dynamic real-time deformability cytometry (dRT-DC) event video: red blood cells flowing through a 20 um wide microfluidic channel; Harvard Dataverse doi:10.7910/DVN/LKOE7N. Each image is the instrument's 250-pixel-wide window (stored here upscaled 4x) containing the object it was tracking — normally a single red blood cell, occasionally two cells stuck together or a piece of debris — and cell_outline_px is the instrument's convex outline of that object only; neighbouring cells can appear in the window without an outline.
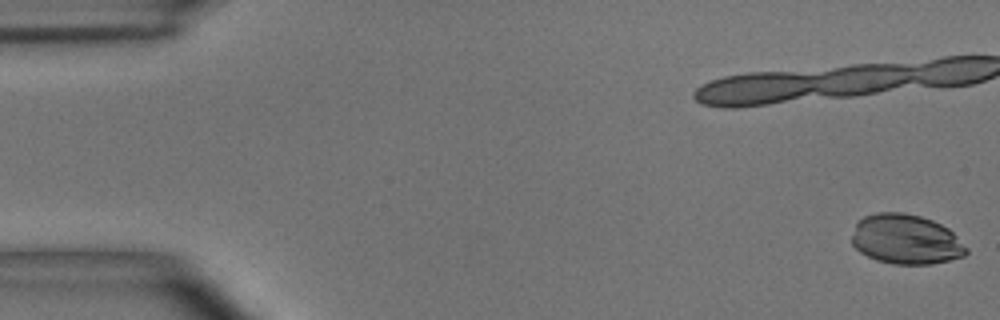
{"species": "common noctule bat (a hibernating species)", "species_latin": "Nyctalus noctula", "temperature_condition": "room temperature", "stored_images_in_passage": 55, "camera_frame_rate_fps": 3000, "um_per_image_px": 0.085, "animal": {"sex": "male", "body_mass_g": 15.6}, "frame": {"image": 1, "passage_image": 1, "time_ms": 0.0, "image_size_px": [1000, 320], "cell_outline_px": [[968, 252], [964, 256], [932, 264], [892, 264], [876, 260], [860, 252], [852, 244], [852, 236], [856, 224], [864, 216], [876, 212], [900, 212], [920, 216], [932, 220], [948, 228], [968, 248]], "centroid_in_image_um": [77.0, 20.35], "position_along_channel_um": 8.0, "area_um2": 33.18}}
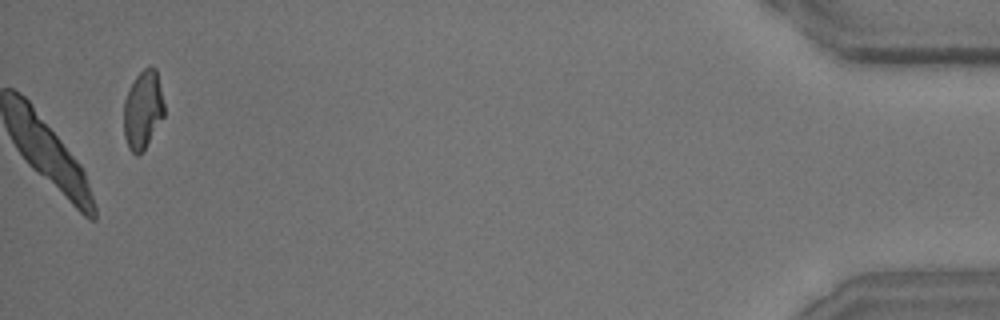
{"frame": {"image": 2, "passage_image": 55, "time_ms": 18.0, "image_size_px": [1000, 320], "cell_outline_px": [[164, 116], [144, 148], [136, 156], [128, 148], [124, 136], [124, 100], [128, 88], [136, 76], [148, 64], [152, 64], [156, 68], [164, 104]], "centroid_in_image_um": [12.13, 9.27], "position_along_channel_um": 423.1, "area_um2": 18.5}}